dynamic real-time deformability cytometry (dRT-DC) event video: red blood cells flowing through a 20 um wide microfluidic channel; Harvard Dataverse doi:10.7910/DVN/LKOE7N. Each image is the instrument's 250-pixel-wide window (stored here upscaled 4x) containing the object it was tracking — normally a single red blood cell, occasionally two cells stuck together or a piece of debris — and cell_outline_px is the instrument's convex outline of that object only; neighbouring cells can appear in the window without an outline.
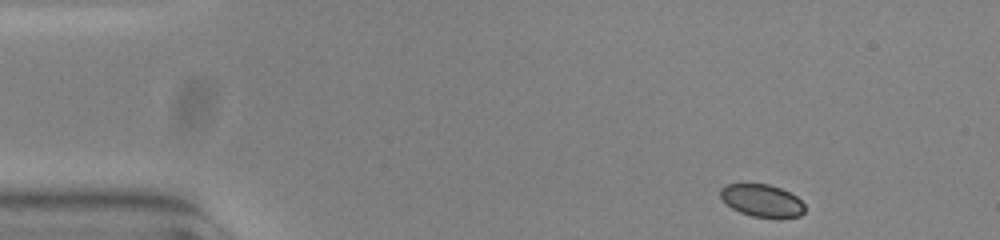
{"species": "common noctule bat (a hibernating species)", "species_latin": "Nyctalus noctula", "temperature_condition": "warm", "stored_images_in_passage": 49, "camera_frame_rate_fps": 3000, "um_per_image_px": 0.085, "animal": {"sex": "female", "body_mass_g": 23.0, "forearm_length_mm": 53.4}, "frame": {"image": 1, "passage_image": 1, "time_ms": 0.0, "image_size_px": [1000, 240], "cell_outline_px": [[804, 212], [800, 216], [752, 216], [740, 212], [732, 208], [720, 196], [720, 188], [724, 184], [768, 184], [780, 188], [796, 196], [804, 204]], "centroid_in_image_um": [64.74, 17.02], "position_along_channel_um": 20.3, "area_um2": 15.55}}
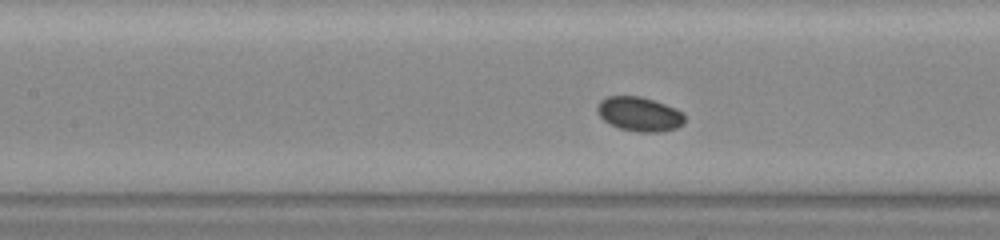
{"frame": {"image": 2, "passage_image": 19, "time_ms": 6.0, "image_size_px": [1000, 240], "cell_outline_px": [[684, 124], [676, 128], [660, 132], [640, 132], [620, 128], [604, 120], [596, 112], [596, 108], [600, 100], [608, 96], [640, 96], [676, 108], [684, 112]], "centroid_in_image_um": [54.36, 9.69], "position_along_channel_um": 153.0, "area_um2": 17.46}}
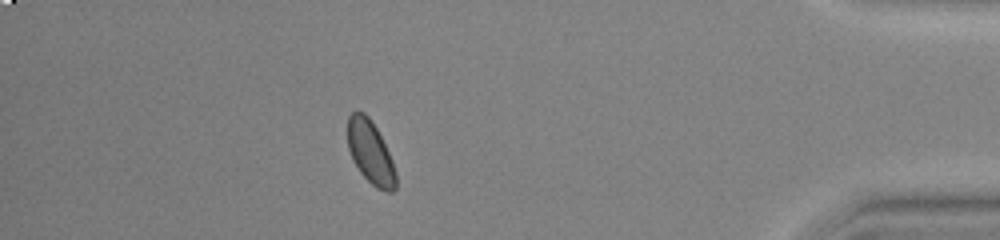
{"frame": {"image": 3, "passage_image": 43, "time_ms": 14.0, "image_size_px": [1000, 240], "cell_outline_px": [[396, 188], [392, 192], [384, 192], [376, 188], [360, 172], [352, 160], [348, 148], [348, 116], [356, 108], [364, 112], [368, 116], [376, 128], [392, 160], [396, 172]], "centroid_in_image_um": [31.47, 12.95], "position_along_channel_um": 403.7, "area_um2": 17.8}, "authors_computed_cell_mechanics": {"area_um2": 17.5134, "velocity_mm_per_s": 3.7271, "shape_relaxation_time_tau1_ms": 0.7366, "shape_relaxation_time_tau2_ms": null, "deformation_change_tau1": 0.0231, "deformation_change_tau2": null}}